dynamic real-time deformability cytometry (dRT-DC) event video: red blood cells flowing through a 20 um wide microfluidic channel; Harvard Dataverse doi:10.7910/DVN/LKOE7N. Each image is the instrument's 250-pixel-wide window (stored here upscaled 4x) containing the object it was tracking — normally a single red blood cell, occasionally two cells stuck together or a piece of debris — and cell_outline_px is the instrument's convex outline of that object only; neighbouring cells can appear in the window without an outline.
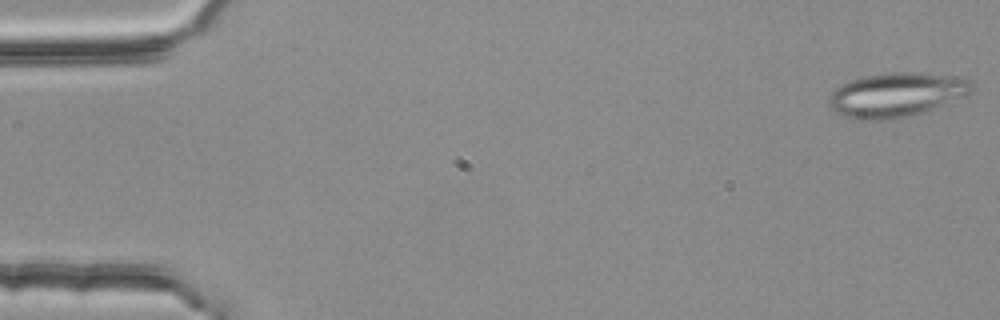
{"species": "common noctule bat (a hibernating species)", "species_latin": "Nyctalus noctula", "temperature_condition": "room temperature", "stored_images_in_passage": 4, "camera_frame_rate_fps": 3000, "um_per_image_px": 0.085, "animal": {"sex": "female", "body_mass_g": 25.1}, "frame": {"image": 1, "passage_image": 1, "time_ms": 0.0, "image_size_px": [1000, 320], "cell_outline_px": [[972, 92], [940, 108], [896, 120], [852, 120], [836, 112], [828, 104], [828, 96], [840, 84], [848, 80], [864, 76], [892, 72], [916, 72], [964, 76], [972, 80]], "centroid_in_image_um": [76.23, 8.07], "position_along_channel_um": 8.8, "area_um2": 37.97}}